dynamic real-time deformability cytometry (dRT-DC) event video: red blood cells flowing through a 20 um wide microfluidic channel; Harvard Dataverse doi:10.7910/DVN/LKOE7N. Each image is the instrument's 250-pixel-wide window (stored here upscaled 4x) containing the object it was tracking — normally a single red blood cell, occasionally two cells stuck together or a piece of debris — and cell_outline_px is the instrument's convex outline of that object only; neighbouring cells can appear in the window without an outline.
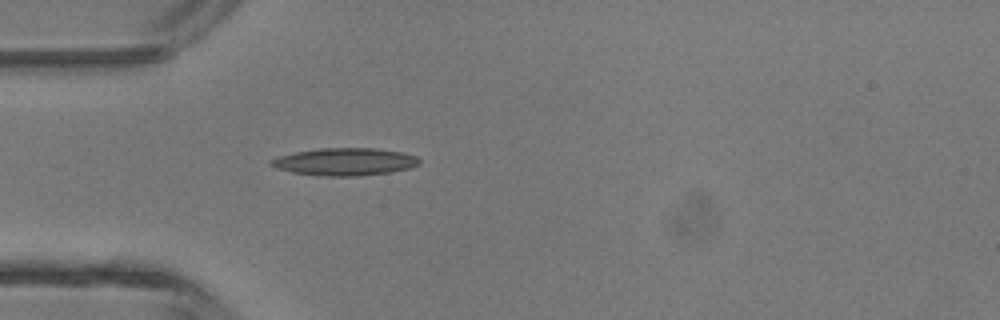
{"species": "common noctule bat (a hibernating species)", "species_latin": "Nyctalus noctula", "temperature_condition": "room temperature", "stored_images_in_passage": 5, "camera_frame_rate_fps": 3000, "um_per_image_px": 0.085, "animal": {"sex": "male", "body_mass_g": 13.3}, "frame": {"image": 1, "passage_image": 5, "time_ms": 1.333, "image_size_px": [1000, 320], "cell_outline_px": [[420, 164], [412, 168], [388, 172], [356, 176], [324, 176], [292, 172], [276, 168], [268, 164], [268, 160], [280, 156], [296, 152], [320, 148], [376, 148], [404, 152], [416, 156], [420, 160]], "centroid_in_image_um": [29.33, 13.74], "position_along_channel_um": 55.7, "area_um2": 23.81}}